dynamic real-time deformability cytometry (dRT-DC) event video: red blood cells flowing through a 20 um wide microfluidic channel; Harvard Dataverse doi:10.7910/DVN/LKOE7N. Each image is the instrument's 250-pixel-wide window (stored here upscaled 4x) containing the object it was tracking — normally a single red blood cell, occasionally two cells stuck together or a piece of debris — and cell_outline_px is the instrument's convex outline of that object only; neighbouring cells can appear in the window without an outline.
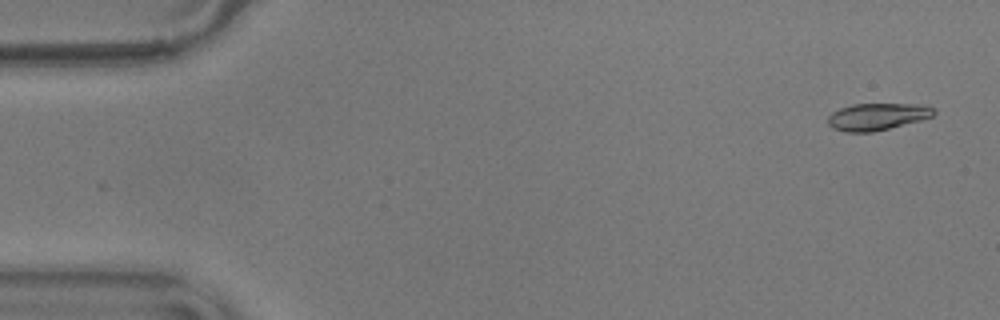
{"species": "common noctule bat (a hibernating species)", "species_latin": "Nyctalus noctula", "temperature_condition": "warm", "stored_images_in_passage": 55, "camera_frame_rate_fps": 3000, "um_per_image_px": 0.085, "animal": {"sex": "male", "body_mass_g": 17.9}, "frame": {"image": 1, "passage_image": 2, "time_ms": 0.333, "image_size_px": [1000, 320], "cell_outline_px": [[936, 112], [932, 116], [920, 120], [872, 132], [844, 132], [832, 128], [828, 124], [828, 116], [832, 112], [840, 108], [852, 104], [920, 104], [932, 108]], "centroid_in_image_um": [74.51, 9.91], "position_along_channel_um": 10.5, "area_um2": 16.53}}
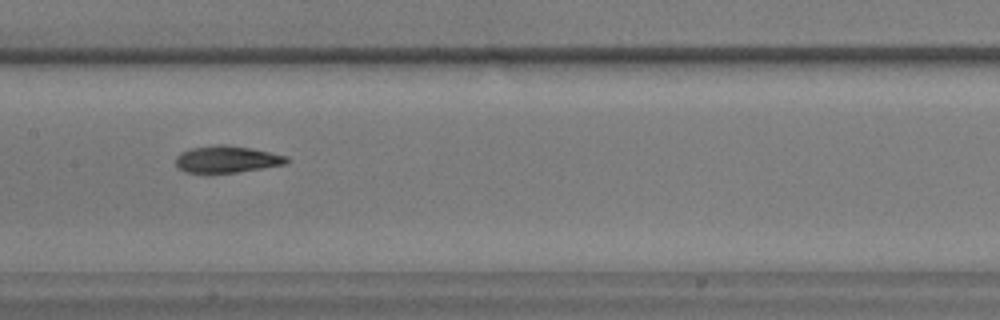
{"frame": {"image": 2, "passage_image": 27, "time_ms": 8.667, "image_size_px": [1000, 320], "cell_outline_px": [[288, 160], [284, 164], [264, 168], [236, 172], [184, 172], [176, 164], [176, 156], [180, 152], [192, 148], [216, 144], [228, 144], [252, 148], [288, 156]], "centroid_in_image_um": [19.29, 13.52], "position_along_channel_um": 188.1, "area_um2": 17.28}}
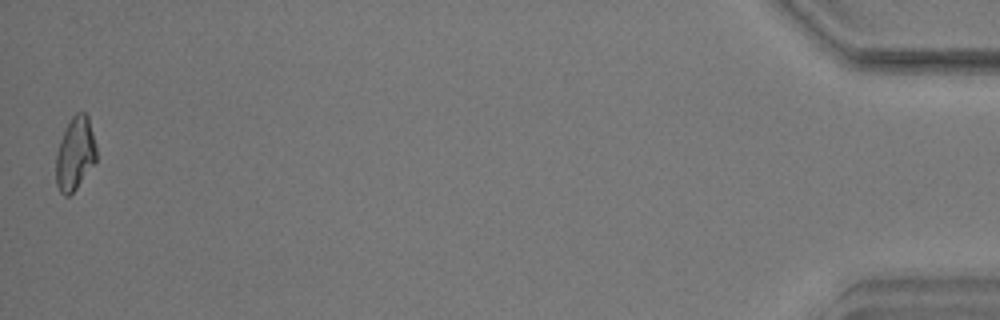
{"frame": {"image": 3, "passage_image": 55, "time_ms": 18.0, "image_size_px": [1000, 320], "cell_outline_px": [[96, 160], [76, 188], [68, 196], [64, 196], [60, 192], [56, 184], [56, 152], [60, 140], [72, 116], [76, 112], [84, 112], [88, 116], [96, 144]], "centroid_in_image_um": [6.37, 13.05], "position_along_channel_um": 428.8, "area_um2": 17.05}, "authors_computed_cell_mechanics": {"area_um2": 17.34, "velocity_mm_per_s": 3.5949, "shape_relaxation_time_tau1_ms": 8.2745, "shape_relaxation_time_tau2_ms": 3.208, "deformation_change_tau1": 0.1887, "deformation_change_tau2": 0.0928}}